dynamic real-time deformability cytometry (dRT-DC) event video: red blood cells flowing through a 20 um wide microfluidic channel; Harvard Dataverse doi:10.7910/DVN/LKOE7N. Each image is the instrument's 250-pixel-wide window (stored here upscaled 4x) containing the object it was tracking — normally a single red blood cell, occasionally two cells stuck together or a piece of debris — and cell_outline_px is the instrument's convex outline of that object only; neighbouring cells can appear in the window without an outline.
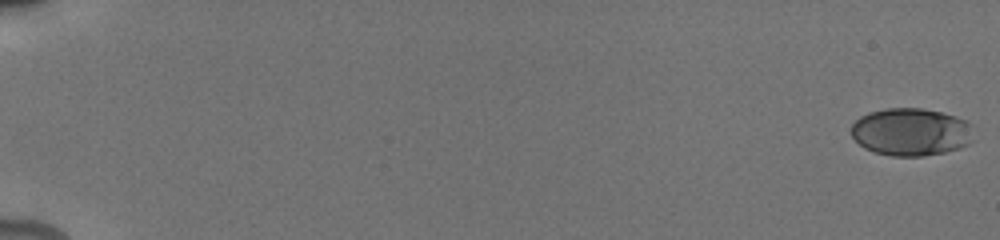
{"species": "human", "species_latin": "Homo sapiens", "temperature_condition": "cold", "stored_images_in_passage": 67, "camera_frame_rate_fps": 3000, "um_per_image_px": 0.085, "donor": {"sex": "male"}, "frame": {"image": 1, "passage_image": 1, "time_ms": 0.0, "image_size_px": [1000, 240], "cell_outline_px": [[972, 140], [968, 144], [960, 148], [944, 152], [924, 156], [892, 156], [876, 152], [864, 148], [852, 136], [852, 124], [860, 116], [868, 112], [888, 108], [920, 108], [940, 112], [956, 116], [968, 120], [972, 124]], "centroid_in_image_um": [77.46, 11.21], "position_along_channel_um": 7.5, "area_um2": 34.1}}
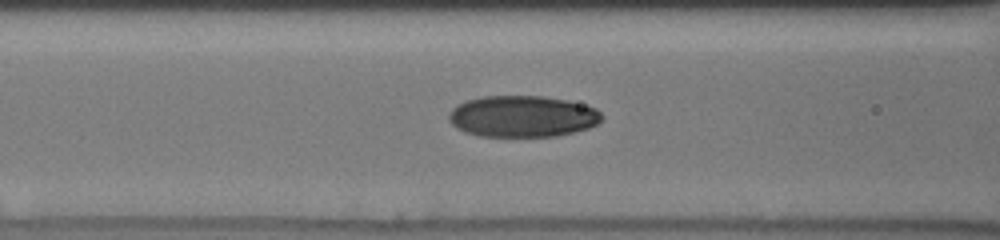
{"frame": {"image": 2, "passage_image": 22, "time_ms": 8.333, "image_size_px": [1000, 240], "cell_outline_px": [[604, 116], [596, 124], [588, 128], [556, 136], [480, 136], [464, 132], [456, 128], [448, 120], [448, 112], [456, 104], [464, 100], [484, 96], [544, 96], [568, 100], [596, 108]], "centroid_in_image_um": [44.36, 9.88], "position_along_channel_um": 122.2, "area_um2": 37.17}}
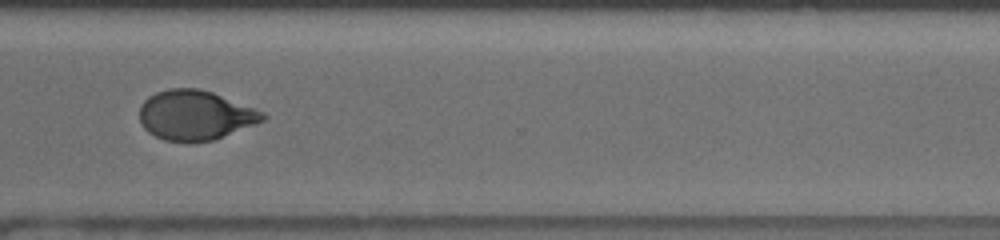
{"frame": {"image": 3, "passage_image": 46, "time_ms": 14.333, "image_size_px": [1000, 240], "cell_outline_px": [[268, 116], [264, 120], [256, 124], [212, 140], [164, 140], [148, 132], [140, 124], [140, 104], [148, 96], [156, 92], [168, 88], [200, 88], [212, 92], [264, 112]], "centroid_in_image_um": [16.57, 9.76], "position_along_channel_um": 354.0, "area_um2": 35.32}, "authors_computed_cell_mechanics": {"area_um2": 35.4892, "velocity_mm_per_s": 3.8641, "shape_relaxation_time_tau1_ms": 3.9634, "shape_relaxation_time_tau2_ms": 1.6166, "deformation_change_tau1": 0.1633, "deformation_change_tau2": 0.059}}